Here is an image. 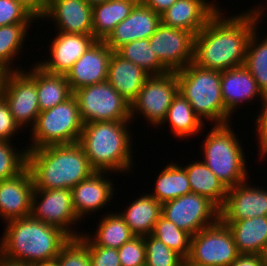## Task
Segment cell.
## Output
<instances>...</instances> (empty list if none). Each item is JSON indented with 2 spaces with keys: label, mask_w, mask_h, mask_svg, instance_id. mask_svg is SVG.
Listing matches in <instances>:
<instances>
[{
  "label": "cell",
  "mask_w": 267,
  "mask_h": 266,
  "mask_svg": "<svg viewBox=\"0 0 267 266\" xmlns=\"http://www.w3.org/2000/svg\"><path fill=\"white\" fill-rule=\"evenodd\" d=\"M265 8L256 5L228 17L221 8L195 35L193 63L217 71L243 66L249 38L262 22Z\"/></svg>",
  "instance_id": "cell-1"
},
{
  "label": "cell",
  "mask_w": 267,
  "mask_h": 266,
  "mask_svg": "<svg viewBox=\"0 0 267 266\" xmlns=\"http://www.w3.org/2000/svg\"><path fill=\"white\" fill-rule=\"evenodd\" d=\"M27 167L35 189H73L95 172L78 142L28 150Z\"/></svg>",
  "instance_id": "cell-2"
},
{
  "label": "cell",
  "mask_w": 267,
  "mask_h": 266,
  "mask_svg": "<svg viewBox=\"0 0 267 266\" xmlns=\"http://www.w3.org/2000/svg\"><path fill=\"white\" fill-rule=\"evenodd\" d=\"M0 239V254L14 261L36 263L56 259L71 239L61 229L31 215L6 222Z\"/></svg>",
  "instance_id": "cell-3"
},
{
  "label": "cell",
  "mask_w": 267,
  "mask_h": 266,
  "mask_svg": "<svg viewBox=\"0 0 267 266\" xmlns=\"http://www.w3.org/2000/svg\"><path fill=\"white\" fill-rule=\"evenodd\" d=\"M130 122V123H129ZM131 121H99L83 125L79 144L95 171L131 173ZM130 170V171H129Z\"/></svg>",
  "instance_id": "cell-4"
},
{
  "label": "cell",
  "mask_w": 267,
  "mask_h": 266,
  "mask_svg": "<svg viewBox=\"0 0 267 266\" xmlns=\"http://www.w3.org/2000/svg\"><path fill=\"white\" fill-rule=\"evenodd\" d=\"M176 75L178 92L203 123L205 120L214 125L233 123L222 99L221 71L205 69L191 62L176 71Z\"/></svg>",
  "instance_id": "cell-5"
},
{
  "label": "cell",
  "mask_w": 267,
  "mask_h": 266,
  "mask_svg": "<svg viewBox=\"0 0 267 266\" xmlns=\"http://www.w3.org/2000/svg\"><path fill=\"white\" fill-rule=\"evenodd\" d=\"M211 127L202 143V161L227 188L247 181L246 156L234 127L230 123Z\"/></svg>",
  "instance_id": "cell-6"
},
{
  "label": "cell",
  "mask_w": 267,
  "mask_h": 266,
  "mask_svg": "<svg viewBox=\"0 0 267 266\" xmlns=\"http://www.w3.org/2000/svg\"><path fill=\"white\" fill-rule=\"evenodd\" d=\"M77 100L74 96L57 106L40 111L31 131V144L27 150L49 145L79 142L83 129Z\"/></svg>",
  "instance_id": "cell-7"
},
{
  "label": "cell",
  "mask_w": 267,
  "mask_h": 266,
  "mask_svg": "<svg viewBox=\"0 0 267 266\" xmlns=\"http://www.w3.org/2000/svg\"><path fill=\"white\" fill-rule=\"evenodd\" d=\"M239 255L232 232L219 219L191 237L185 266H229Z\"/></svg>",
  "instance_id": "cell-8"
},
{
  "label": "cell",
  "mask_w": 267,
  "mask_h": 266,
  "mask_svg": "<svg viewBox=\"0 0 267 266\" xmlns=\"http://www.w3.org/2000/svg\"><path fill=\"white\" fill-rule=\"evenodd\" d=\"M83 124L99 121H131L130 103L107 81L73 91Z\"/></svg>",
  "instance_id": "cell-9"
},
{
  "label": "cell",
  "mask_w": 267,
  "mask_h": 266,
  "mask_svg": "<svg viewBox=\"0 0 267 266\" xmlns=\"http://www.w3.org/2000/svg\"><path fill=\"white\" fill-rule=\"evenodd\" d=\"M2 97L19 126L22 129L26 126L32 128L40 113L37 95V62L32 65V70L26 71L24 68V70L7 72Z\"/></svg>",
  "instance_id": "cell-10"
},
{
  "label": "cell",
  "mask_w": 267,
  "mask_h": 266,
  "mask_svg": "<svg viewBox=\"0 0 267 266\" xmlns=\"http://www.w3.org/2000/svg\"><path fill=\"white\" fill-rule=\"evenodd\" d=\"M177 93L176 72L151 75L130 104L131 121L133 122L137 115L141 118L144 116V119L151 123L149 125L159 128L166 118L168 109Z\"/></svg>",
  "instance_id": "cell-11"
},
{
  "label": "cell",
  "mask_w": 267,
  "mask_h": 266,
  "mask_svg": "<svg viewBox=\"0 0 267 266\" xmlns=\"http://www.w3.org/2000/svg\"><path fill=\"white\" fill-rule=\"evenodd\" d=\"M30 215L36 220L61 229L70 238H78L82 234L74 229V225L81 220L73 207L71 189L34 188Z\"/></svg>",
  "instance_id": "cell-12"
},
{
  "label": "cell",
  "mask_w": 267,
  "mask_h": 266,
  "mask_svg": "<svg viewBox=\"0 0 267 266\" xmlns=\"http://www.w3.org/2000/svg\"><path fill=\"white\" fill-rule=\"evenodd\" d=\"M161 214L192 236L220 219V209L208 198L196 193L163 203Z\"/></svg>",
  "instance_id": "cell-13"
},
{
  "label": "cell",
  "mask_w": 267,
  "mask_h": 266,
  "mask_svg": "<svg viewBox=\"0 0 267 266\" xmlns=\"http://www.w3.org/2000/svg\"><path fill=\"white\" fill-rule=\"evenodd\" d=\"M194 39L192 32L163 24L148 38L153 52L170 72L181 70L193 62Z\"/></svg>",
  "instance_id": "cell-14"
},
{
  "label": "cell",
  "mask_w": 267,
  "mask_h": 266,
  "mask_svg": "<svg viewBox=\"0 0 267 266\" xmlns=\"http://www.w3.org/2000/svg\"><path fill=\"white\" fill-rule=\"evenodd\" d=\"M248 182L228 188L225 203L220 209L222 221L267 216V189L254 187Z\"/></svg>",
  "instance_id": "cell-15"
},
{
  "label": "cell",
  "mask_w": 267,
  "mask_h": 266,
  "mask_svg": "<svg viewBox=\"0 0 267 266\" xmlns=\"http://www.w3.org/2000/svg\"><path fill=\"white\" fill-rule=\"evenodd\" d=\"M112 53L104 41L97 40L91 45L66 74L72 91L107 81Z\"/></svg>",
  "instance_id": "cell-16"
},
{
  "label": "cell",
  "mask_w": 267,
  "mask_h": 266,
  "mask_svg": "<svg viewBox=\"0 0 267 266\" xmlns=\"http://www.w3.org/2000/svg\"><path fill=\"white\" fill-rule=\"evenodd\" d=\"M50 43L49 58L38 61V65L53 74L66 75L84 52L97 40L93 34L57 32Z\"/></svg>",
  "instance_id": "cell-17"
},
{
  "label": "cell",
  "mask_w": 267,
  "mask_h": 266,
  "mask_svg": "<svg viewBox=\"0 0 267 266\" xmlns=\"http://www.w3.org/2000/svg\"><path fill=\"white\" fill-rule=\"evenodd\" d=\"M34 188L28 167L13 178L0 181V217L4 223L30 215Z\"/></svg>",
  "instance_id": "cell-18"
},
{
  "label": "cell",
  "mask_w": 267,
  "mask_h": 266,
  "mask_svg": "<svg viewBox=\"0 0 267 266\" xmlns=\"http://www.w3.org/2000/svg\"><path fill=\"white\" fill-rule=\"evenodd\" d=\"M107 174L111 172L95 171L71 189L73 207L80 220L85 219L92 212L94 214L107 207L106 205L114 197V183L108 179Z\"/></svg>",
  "instance_id": "cell-19"
},
{
  "label": "cell",
  "mask_w": 267,
  "mask_h": 266,
  "mask_svg": "<svg viewBox=\"0 0 267 266\" xmlns=\"http://www.w3.org/2000/svg\"><path fill=\"white\" fill-rule=\"evenodd\" d=\"M161 25V16L139 1L129 16L104 40L112 51L138 39H148Z\"/></svg>",
  "instance_id": "cell-20"
},
{
  "label": "cell",
  "mask_w": 267,
  "mask_h": 266,
  "mask_svg": "<svg viewBox=\"0 0 267 266\" xmlns=\"http://www.w3.org/2000/svg\"><path fill=\"white\" fill-rule=\"evenodd\" d=\"M92 6L86 0H49L42 20H52L56 32L93 34Z\"/></svg>",
  "instance_id": "cell-21"
},
{
  "label": "cell",
  "mask_w": 267,
  "mask_h": 266,
  "mask_svg": "<svg viewBox=\"0 0 267 266\" xmlns=\"http://www.w3.org/2000/svg\"><path fill=\"white\" fill-rule=\"evenodd\" d=\"M208 0H177L161 16V24L196 35L221 9ZM214 3V4H213Z\"/></svg>",
  "instance_id": "cell-22"
},
{
  "label": "cell",
  "mask_w": 267,
  "mask_h": 266,
  "mask_svg": "<svg viewBox=\"0 0 267 266\" xmlns=\"http://www.w3.org/2000/svg\"><path fill=\"white\" fill-rule=\"evenodd\" d=\"M221 94L225 109L231 116L242 107V103L247 104L258 97L261 100L263 96L257 82L244 65L221 71Z\"/></svg>",
  "instance_id": "cell-23"
},
{
  "label": "cell",
  "mask_w": 267,
  "mask_h": 266,
  "mask_svg": "<svg viewBox=\"0 0 267 266\" xmlns=\"http://www.w3.org/2000/svg\"><path fill=\"white\" fill-rule=\"evenodd\" d=\"M150 76L144 69L113 51L107 82L130 104Z\"/></svg>",
  "instance_id": "cell-24"
},
{
  "label": "cell",
  "mask_w": 267,
  "mask_h": 266,
  "mask_svg": "<svg viewBox=\"0 0 267 266\" xmlns=\"http://www.w3.org/2000/svg\"><path fill=\"white\" fill-rule=\"evenodd\" d=\"M144 194L132 200L125 211L119 212L136 237L152 234L157 220L162 215V204L150 194Z\"/></svg>",
  "instance_id": "cell-25"
},
{
  "label": "cell",
  "mask_w": 267,
  "mask_h": 266,
  "mask_svg": "<svg viewBox=\"0 0 267 266\" xmlns=\"http://www.w3.org/2000/svg\"><path fill=\"white\" fill-rule=\"evenodd\" d=\"M234 237L240 254H260L267 241V216L223 221Z\"/></svg>",
  "instance_id": "cell-26"
},
{
  "label": "cell",
  "mask_w": 267,
  "mask_h": 266,
  "mask_svg": "<svg viewBox=\"0 0 267 266\" xmlns=\"http://www.w3.org/2000/svg\"><path fill=\"white\" fill-rule=\"evenodd\" d=\"M140 0H108L92 8V32L96 40L104 41L113 29L126 19Z\"/></svg>",
  "instance_id": "cell-27"
},
{
  "label": "cell",
  "mask_w": 267,
  "mask_h": 266,
  "mask_svg": "<svg viewBox=\"0 0 267 266\" xmlns=\"http://www.w3.org/2000/svg\"><path fill=\"white\" fill-rule=\"evenodd\" d=\"M192 193H196L212 201L219 209L225 203L228 188L217 176L201 161L190 162L184 165Z\"/></svg>",
  "instance_id": "cell-28"
},
{
  "label": "cell",
  "mask_w": 267,
  "mask_h": 266,
  "mask_svg": "<svg viewBox=\"0 0 267 266\" xmlns=\"http://www.w3.org/2000/svg\"><path fill=\"white\" fill-rule=\"evenodd\" d=\"M170 124L171 134L179 139L195 137L202 132L205 123L195 114L190 103L179 92L174 96L163 124Z\"/></svg>",
  "instance_id": "cell-29"
},
{
  "label": "cell",
  "mask_w": 267,
  "mask_h": 266,
  "mask_svg": "<svg viewBox=\"0 0 267 266\" xmlns=\"http://www.w3.org/2000/svg\"><path fill=\"white\" fill-rule=\"evenodd\" d=\"M37 95L40 111L51 109L73 96L66 75L45 71L37 64Z\"/></svg>",
  "instance_id": "cell-30"
},
{
  "label": "cell",
  "mask_w": 267,
  "mask_h": 266,
  "mask_svg": "<svg viewBox=\"0 0 267 266\" xmlns=\"http://www.w3.org/2000/svg\"><path fill=\"white\" fill-rule=\"evenodd\" d=\"M154 191L149 194L161 204L192 193L185 168L176 162L166 165L156 178Z\"/></svg>",
  "instance_id": "cell-31"
},
{
  "label": "cell",
  "mask_w": 267,
  "mask_h": 266,
  "mask_svg": "<svg viewBox=\"0 0 267 266\" xmlns=\"http://www.w3.org/2000/svg\"><path fill=\"white\" fill-rule=\"evenodd\" d=\"M101 218L94 236L91 233L84 234L94 245L119 249L135 237L119 213L106 212Z\"/></svg>",
  "instance_id": "cell-32"
},
{
  "label": "cell",
  "mask_w": 267,
  "mask_h": 266,
  "mask_svg": "<svg viewBox=\"0 0 267 266\" xmlns=\"http://www.w3.org/2000/svg\"><path fill=\"white\" fill-rule=\"evenodd\" d=\"M32 23L11 24L0 27V66L7 72L18 71L22 68L15 67L14 60L21 54V50L30 31ZM20 51V52H19Z\"/></svg>",
  "instance_id": "cell-33"
},
{
  "label": "cell",
  "mask_w": 267,
  "mask_h": 266,
  "mask_svg": "<svg viewBox=\"0 0 267 266\" xmlns=\"http://www.w3.org/2000/svg\"><path fill=\"white\" fill-rule=\"evenodd\" d=\"M121 57L135 63L150 75H164L170 72L158 59L148 39L129 42L116 51Z\"/></svg>",
  "instance_id": "cell-34"
},
{
  "label": "cell",
  "mask_w": 267,
  "mask_h": 266,
  "mask_svg": "<svg viewBox=\"0 0 267 266\" xmlns=\"http://www.w3.org/2000/svg\"><path fill=\"white\" fill-rule=\"evenodd\" d=\"M257 28L251 34L244 66L249 70L262 93L267 92V37H258ZM261 38V39H260ZM265 38V39H264ZM262 40V41H260Z\"/></svg>",
  "instance_id": "cell-35"
},
{
  "label": "cell",
  "mask_w": 267,
  "mask_h": 266,
  "mask_svg": "<svg viewBox=\"0 0 267 266\" xmlns=\"http://www.w3.org/2000/svg\"><path fill=\"white\" fill-rule=\"evenodd\" d=\"M152 235L179 254L184 260L189 256L192 235L178 228L177 225L162 215L157 220Z\"/></svg>",
  "instance_id": "cell-36"
},
{
  "label": "cell",
  "mask_w": 267,
  "mask_h": 266,
  "mask_svg": "<svg viewBox=\"0 0 267 266\" xmlns=\"http://www.w3.org/2000/svg\"><path fill=\"white\" fill-rule=\"evenodd\" d=\"M14 147L12 141L0 140V181L13 178L27 167L28 150Z\"/></svg>",
  "instance_id": "cell-37"
},
{
  "label": "cell",
  "mask_w": 267,
  "mask_h": 266,
  "mask_svg": "<svg viewBox=\"0 0 267 266\" xmlns=\"http://www.w3.org/2000/svg\"><path fill=\"white\" fill-rule=\"evenodd\" d=\"M146 246L145 266H185V260L158 238L149 234L144 237Z\"/></svg>",
  "instance_id": "cell-38"
},
{
  "label": "cell",
  "mask_w": 267,
  "mask_h": 266,
  "mask_svg": "<svg viewBox=\"0 0 267 266\" xmlns=\"http://www.w3.org/2000/svg\"><path fill=\"white\" fill-rule=\"evenodd\" d=\"M56 259L60 266H92L88 247L79 238H71Z\"/></svg>",
  "instance_id": "cell-39"
},
{
  "label": "cell",
  "mask_w": 267,
  "mask_h": 266,
  "mask_svg": "<svg viewBox=\"0 0 267 266\" xmlns=\"http://www.w3.org/2000/svg\"><path fill=\"white\" fill-rule=\"evenodd\" d=\"M37 19L18 1L0 0V27L19 23H32Z\"/></svg>",
  "instance_id": "cell-40"
},
{
  "label": "cell",
  "mask_w": 267,
  "mask_h": 266,
  "mask_svg": "<svg viewBox=\"0 0 267 266\" xmlns=\"http://www.w3.org/2000/svg\"><path fill=\"white\" fill-rule=\"evenodd\" d=\"M121 266H145L146 246L144 237H133L117 249Z\"/></svg>",
  "instance_id": "cell-41"
},
{
  "label": "cell",
  "mask_w": 267,
  "mask_h": 266,
  "mask_svg": "<svg viewBox=\"0 0 267 266\" xmlns=\"http://www.w3.org/2000/svg\"><path fill=\"white\" fill-rule=\"evenodd\" d=\"M84 232L78 238L88 247L92 266H121L117 249L94 245Z\"/></svg>",
  "instance_id": "cell-42"
},
{
  "label": "cell",
  "mask_w": 267,
  "mask_h": 266,
  "mask_svg": "<svg viewBox=\"0 0 267 266\" xmlns=\"http://www.w3.org/2000/svg\"><path fill=\"white\" fill-rule=\"evenodd\" d=\"M22 128L16 122L15 118L11 114L9 106L5 99L0 97V140L12 141V138L16 133L18 134Z\"/></svg>",
  "instance_id": "cell-43"
},
{
  "label": "cell",
  "mask_w": 267,
  "mask_h": 266,
  "mask_svg": "<svg viewBox=\"0 0 267 266\" xmlns=\"http://www.w3.org/2000/svg\"><path fill=\"white\" fill-rule=\"evenodd\" d=\"M261 111L255 120V133L258 141V152L261 154L267 148V92L261 98Z\"/></svg>",
  "instance_id": "cell-44"
},
{
  "label": "cell",
  "mask_w": 267,
  "mask_h": 266,
  "mask_svg": "<svg viewBox=\"0 0 267 266\" xmlns=\"http://www.w3.org/2000/svg\"><path fill=\"white\" fill-rule=\"evenodd\" d=\"M38 21L46 13L49 0H18Z\"/></svg>",
  "instance_id": "cell-45"
},
{
  "label": "cell",
  "mask_w": 267,
  "mask_h": 266,
  "mask_svg": "<svg viewBox=\"0 0 267 266\" xmlns=\"http://www.w3.org/2000/svg\"><path fill=\"white\" fill-rule=\"evenodd\" d=\"M229 266H263L259 254H240Z\"/></svg>",
  "instance_id": "cell-46"
},
{
  "label": "cell",
  "mask_w": 267,
  "mask_h": 266,
  "mask_svg": "<svg viewBox=\"0 0 267 266\" xmlns=\"http://www.w3.org/2000/svg\"><path fill=\"white\" fill-rule=\"evenodd\" d=\"M148 8L161 15L170 8L177 0H140Z\"/></svg>",
  "instance_id": "cell-47"
},
{
  "label": "cell",
  "mask_w": 267,
  "mask_h": 266,
  "mask_svg": "<svg viewBox=\"0 0 267 266\" xmlns=\"http://www.w3.org/2000/svg\"><path fill=\"white\" fill-rule=\"evenodd\" d=\"M0 266H33L32 263L14 261L12 259H8L0 254Z\"/></svg>",
  "instance_id": "cell-48"
},
{
  "label": "cell",
  "mask_w": 267,
  "mask_h": 266,
  "mask_svg": "<svg viewBox=\"0 0 267 266\" xmlns=\"http://www.w3.org/2000/svg\"><path fill=\"white\" fill-rule=\"evenodd\" d=\"M33 266H60L57 259L33 263Z\"/></svg>",
  "instance_id": "cell-49"
},
{
  "label": "cell",
  "mask_w": 267,
  "mask_h": 266,
  "mask_svg": "<svg viewBox=\"0 0 267 266\" xmlns=\"http://www.w3.org/2000/svg\"><path fill=\"white\" fill-rule=\"evenodd\" d=\"M263 262V266H267V241L264 244L261 253L259 254Z\"/></svg>",
  "instance_id": "cell-50"
},
{
  "label": "cell",
  "mask_w": 267,
  "mask_h": 266,
  "mask_svg": "<svg viewBox=\"0 0 267 266\" xmlns=\"http://www.w3.org/2000/svg\"><path fill=\"white\" fill-rule=\"evenodd\" d=\"M7 71L0 66V97L2 96V89Z\"/></svg>",
  "instance_id": "cell-51"
},
{
  "label": "cell",
  "mask_w": 267,
  "mask_h": 266,
  "mask_svg": "<svg viewBox=\"0 0 267 266\" xmlns=\"http://www.w3.org/2000/svg\"><path fill=\"white\" fill-rule=\"evenodd\" d=\"M92 7L97 5V4H101L104 3L108 0H86Z\"/></svg>",
  "instance_id": "cell-52"
},
{
  "label": "cell",
  "mask_w": 267,
  "mask_h": 266,
  "mask_svg": "<svg viewBox=\"0 0 267 266\" xmlns=\"http://www.w3.org/2000/svg\"><path fill=\"white\" fill-rule=\"evenodd\" d=\"M259 156H260L259 158H261V159H264V157L267 158V148L261 154H259Z\"/></svg>",
  "instance_id": "cell-53"
}]
</instances>
